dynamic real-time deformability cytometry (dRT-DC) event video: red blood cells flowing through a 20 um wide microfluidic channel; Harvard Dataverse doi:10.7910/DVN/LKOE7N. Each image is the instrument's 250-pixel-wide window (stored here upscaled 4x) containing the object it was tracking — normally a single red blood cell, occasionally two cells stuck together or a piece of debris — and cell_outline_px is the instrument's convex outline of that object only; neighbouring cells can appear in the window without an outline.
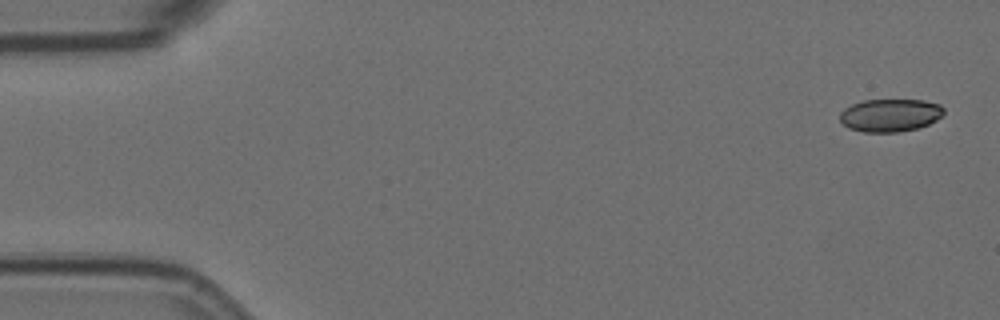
{"species": "Egyptian fruit bat (a non-hibernating species)", "species_latin": "Rousettus aegyptiacus", "temperature_condition": "room temperature", "stored_images_in_passage": 5, "camera_frame_rate_fps": 3000, "um_per_image_px": 0.085, "animal": {"sex": "female"}, "frame": {"image": 1, "passage_image": 1, "time_ms": 0.0, "image_size_px": [1000, 320], "cell_outline_px": [[944, 112], [936, 120], [928, 124], [916, 128], [896, 132], [864, 132], [848, 128], [840, 120], [840, 112], [844, 108], [852, 104], [864, 100], [924, 100], [940, 104], [944, 108]], "centroid_in_image_um": [75.65, 9.78], "position_along_channel_um": 9.4, "area_um2": 19.83}}